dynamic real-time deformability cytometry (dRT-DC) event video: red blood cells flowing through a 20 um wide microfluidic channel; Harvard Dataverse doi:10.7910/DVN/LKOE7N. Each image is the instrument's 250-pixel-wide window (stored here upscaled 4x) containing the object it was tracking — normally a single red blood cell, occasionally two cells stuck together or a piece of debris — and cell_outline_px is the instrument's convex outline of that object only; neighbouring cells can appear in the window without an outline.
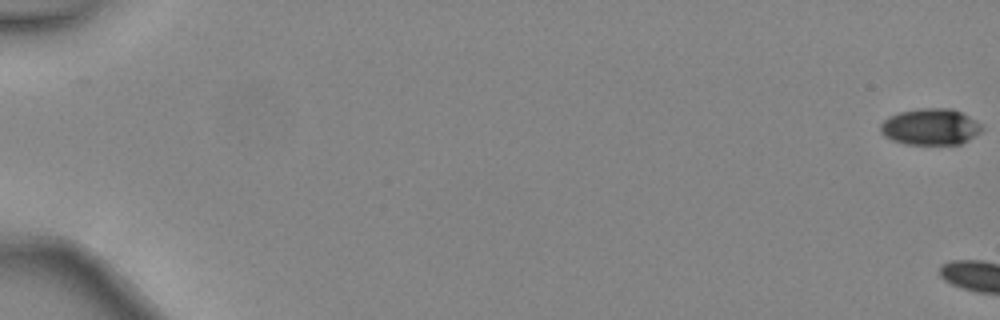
{"species": "common noctule bat (a hibernating species)", "species_latin": "Nyctalus noctula", "temperature_condition": "warm", "stored_images_in_passage": 4, "camera_frame_rate_fps": 3000, "um_per_image_px": 0.085, "animal": {"sex": "female", "body_mass_g": 24.6, "forearm_length_mm": 56.2}, "frame": {"image": 1, "passage_image": 1, "time_ms": 0.0, "image_size_px": [1000, 320], "cell_outline_px": [[984, 128], [980, 132], [968, 140], [960, 144], [904, 144], [892, 140], [884, 136], [880, 132], [880, 124], [888, 116], [900, 112], [924, 108], [952, 108], [976, 120]], "centroid_in_image_um": [79.07, 10.78], "position_along_channel_um": 5.9, "area_um2": 21.5}}